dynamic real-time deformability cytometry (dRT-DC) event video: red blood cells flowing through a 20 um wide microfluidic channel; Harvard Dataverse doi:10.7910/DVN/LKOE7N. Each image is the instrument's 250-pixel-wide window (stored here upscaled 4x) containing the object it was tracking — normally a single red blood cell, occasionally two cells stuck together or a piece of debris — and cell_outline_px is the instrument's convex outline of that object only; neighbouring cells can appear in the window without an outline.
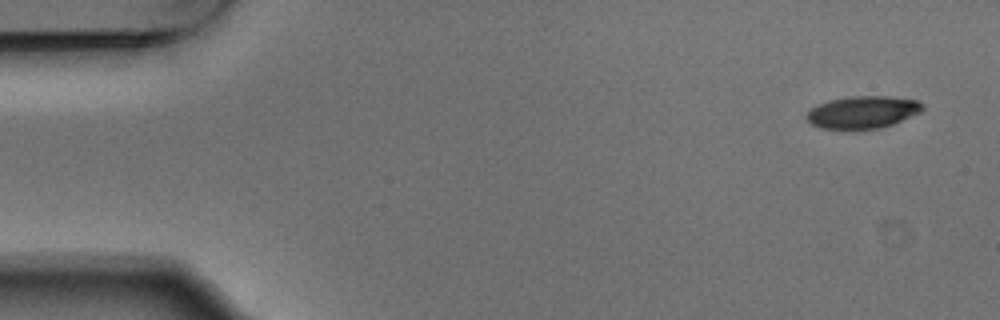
{"species": "Egyptian fruit bat (a non-hibernating species)", "species_latin": "Rousettus aegyptiacus", "temperature_condition": "warm", "stored_images_in_passage": 4, "camera_frame_rate_fps": 3000, "um_per_image_px": 0.085, "animal": {"sex": "male"}, "frame": {"image": 1, "passage_image": 1, "time_ms": 0.0, "image_size_px": [1000, 320], "cell_outline_px": [[924, 108], [920, 112], [892, 124], [880, 128], [820, 128], [812, 124], [804, 116], [812, 108], [828, 100], [852, 96], [888, 96], [920, 100], [924, 104]], "centroid_in_image_um": [73.36, 9.51], "position_along_channel_um": 11.6, "area_um2": 21.62}}